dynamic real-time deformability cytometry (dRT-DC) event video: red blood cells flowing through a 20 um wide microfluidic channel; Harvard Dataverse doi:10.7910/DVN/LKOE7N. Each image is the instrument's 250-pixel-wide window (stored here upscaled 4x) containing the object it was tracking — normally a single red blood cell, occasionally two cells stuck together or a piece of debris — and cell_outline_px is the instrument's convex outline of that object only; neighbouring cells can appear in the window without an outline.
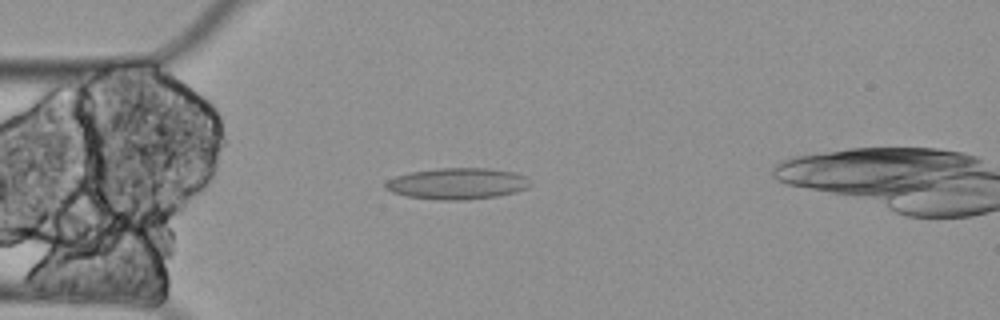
{"species": "Egyptian fruit bat (a non-hibernating species)", "species_latin": "Rousettus aegyptiacus", "temperature_condition": "cold", "stored_images_in_passage": 5, "camera_frame_rate_fps": 3000, "um_per_image_px": 0.085, "animal": {"sex": "female"}, "frame": {"image": 1, "passage_image": 5, "time_ms": 1.333, "image_size_px": [1000, 320], "cell_outline_px": [[532, 184], [528, 188], [516, 192], [496, 196], [464, 200], [440, 200], [408, 196], [392, 192], [384, 188], [384, 184], [388, 180], [396, 176], [412, 172], [440, 168], [488, 168], [512, 172], [524, 176], [532, 180]], "centroid_in_image_um": [38.9, 15.61], "position_along_channel_um": 46.1, "area_um2": 26.36}}